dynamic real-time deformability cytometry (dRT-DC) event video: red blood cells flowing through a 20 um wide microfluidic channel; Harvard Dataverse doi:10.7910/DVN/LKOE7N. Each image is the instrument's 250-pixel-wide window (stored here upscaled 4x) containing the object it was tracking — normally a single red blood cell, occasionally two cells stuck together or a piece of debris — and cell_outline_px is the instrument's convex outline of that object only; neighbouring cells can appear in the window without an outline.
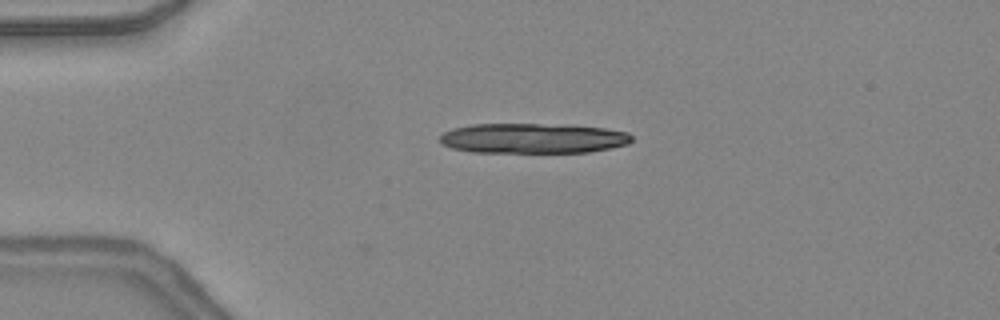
{"species": "common noctule bat (a hibernating species)", "species_latin": "Nyctalus noctula", "temperature_condition": "warm", "stored_images_in_passage": 17, "camera_frame_rate_fps": 3000, "um_per_image_px": 0.085, "animal": {"sex": "female", "body_mass_g": 24.6, "forearm_length_mm": 56.2}, "frame": {"image": 1, "passage_image": 4, "time_ms": 1.0, "image_size_px": [1000, 320], "cell_outline_px": [[632, 140], [628, 144], [588, 152], [472, 152], [452, 148], [440, 144], [440, 136], [444, 132], [452, 128], [472, 124], [572, 124], [604, 128], [628, 132], [632, 136]], "centroid_in_image_um": [45.29, 11.74], "position_along_channel_um": 39.7, "area_um2": 33.87}}
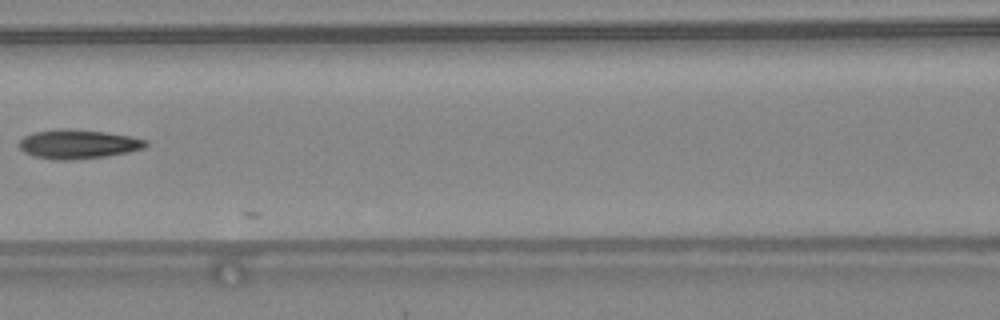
{"frame": {"image": 2, "passage_image": 15, "time_ms": 4.667, "image_size_px": [1000, 320], "cell_outline_px": [[148, 144], [144, 148], [128, 152], [104, 156], [72, 160], [56, 160], [32, 156], [24, 152], [16, 144], [24, 136], [36, 132], [60, 128], [68, 128], [104, 132], [132, 136], [148, 140]], "centroid_in_image_um": [6.62, 12.25], "position_along_channel_um": 160.0, "area_um2": 21.62}}